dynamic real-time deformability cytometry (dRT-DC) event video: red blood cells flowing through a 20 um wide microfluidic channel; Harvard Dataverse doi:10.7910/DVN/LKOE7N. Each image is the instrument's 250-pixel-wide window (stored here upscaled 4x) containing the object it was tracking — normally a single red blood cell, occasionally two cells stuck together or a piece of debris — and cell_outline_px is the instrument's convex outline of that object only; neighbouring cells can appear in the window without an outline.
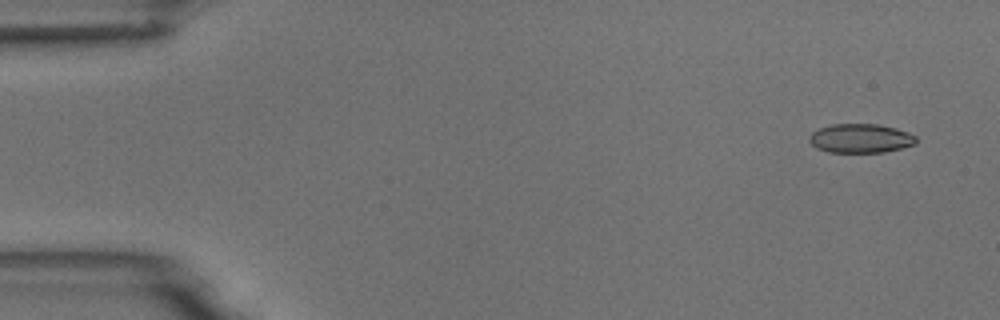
{"species": "common noctule bat (a hibernating species)", "species_latin": "Nyctalus noctula", "temperature_condition": "room temperature", "stored_images_in_passage": 5, "camera_frame_rate_fps": 3000, "um_per_image_px": 0.085, "animal": {"sex": "male", "body_mass_g": 18.8}, "frame": {"image": 1, "passage_image": 1, "time_ms": 0.0, "image_size_px": [1000, 320], "cell_outline_px": [[916, 144], [884, 152], [828, 152], [816, 148], [808, 140], [808, 136], [812, 132], [820, 128], [832, 124], [876, 124], [896, 128], [908, 132], [916, 136]], "centroid_in_image_um": [73.13, 11.76], "position_along_channel_um": 11.9, "area_um2": 18.09}}
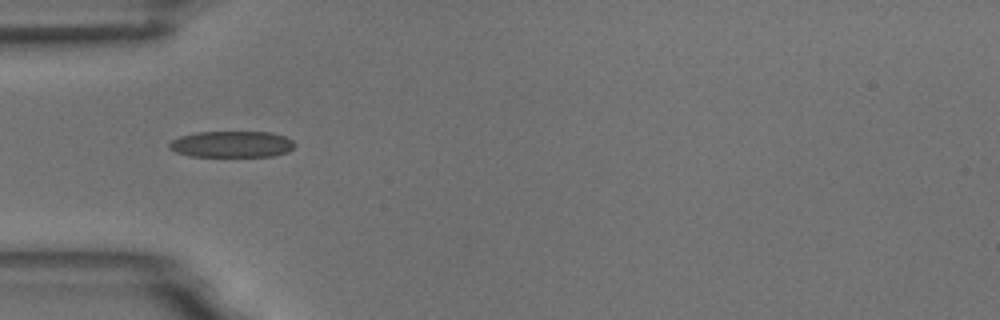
{"frame": {"image": 2, "passage_image": 5, "time_ms": 4.667, "image_size_px": [1000, 320], "cell_outline_px": [[296, 144], [288, 152], [272, 156], [188, 156], [176, 152], [168, 148], [168, 144], [172, 140], [180, 136], [196, 132], [272, 132], [284, 136], [292, 140]], "centroid_in_image_um": [19.69, 12.26], "position_along_channel_um": 65.3, "area_um2": 19.31}}